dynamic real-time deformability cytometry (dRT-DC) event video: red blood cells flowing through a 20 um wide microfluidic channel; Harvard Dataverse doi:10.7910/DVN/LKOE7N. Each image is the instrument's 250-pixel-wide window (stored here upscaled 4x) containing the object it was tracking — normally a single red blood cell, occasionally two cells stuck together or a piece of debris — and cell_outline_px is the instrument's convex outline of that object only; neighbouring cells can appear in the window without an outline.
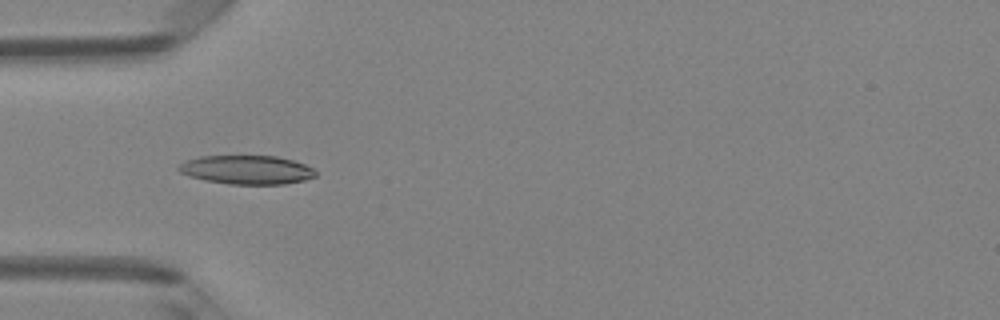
{"species": "Egyptian fruit bat (a non-hibernating species)", "species_latin": "Rousettus aegyptiacus", "temperature_condition": "room temperature", "stored_images_in_passage": 18, "camera_frame_rate_fps": 3000, "um_per_image_px": 0.085, "animal": {"sex": "female"}, "frame": {"image": 1, "passage_image": 15, "time_ms": 4.667, "image_size_px": [1000, 320], "cell_outline_px": [[316, 176], [304, 180], [284, 184], [228, 184], [204, 180], [188, 176], [180, 172], [176, 168], [180, 164], [188, 160], [200, 156], [276, 156], [292, 160], [304, 164], [312, 168], [316, 172]], "centroid_in_image_um": [20.96, 14.43], "position_along_channel_um": 64.0, "area_um2": 22.95}}